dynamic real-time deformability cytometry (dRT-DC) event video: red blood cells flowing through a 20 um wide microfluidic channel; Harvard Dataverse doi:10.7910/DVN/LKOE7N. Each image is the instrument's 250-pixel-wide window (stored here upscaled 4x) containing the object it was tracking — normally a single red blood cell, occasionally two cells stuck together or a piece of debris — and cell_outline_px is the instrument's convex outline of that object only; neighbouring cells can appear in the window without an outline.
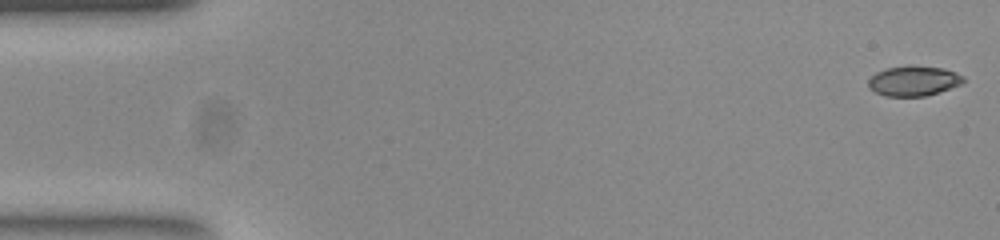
{"species": "common noctule bat (a hibernating species)", "species_latin": "Nyctalus noctula", "temperature_condition": "room temperature", "stored_images_in_passage": 52, "camera_frame_rate_fps": 3000, "um_per_image_px": 0.085, "animal": {"sex": "female", "body_mass_g": 23.0, "forearm_length_mm": 53.4}, "frame": {"image": 1, "passage_image": 1, "time_ms": 0.0, "image_size_px": [1000, 240], "cell_outline_px": [[964, 80], [960, 84], [940, 92], [924, 96], [884, 96], [868, 88], [868, 80], [876, 72], [888, 68], [908, 64], [944, 68], [956, 72], [964, 76]], "centroid_in_image_um": [77.65, 6.86], "position_along_channel_um": 7.3, "area_um2": 16.82}}
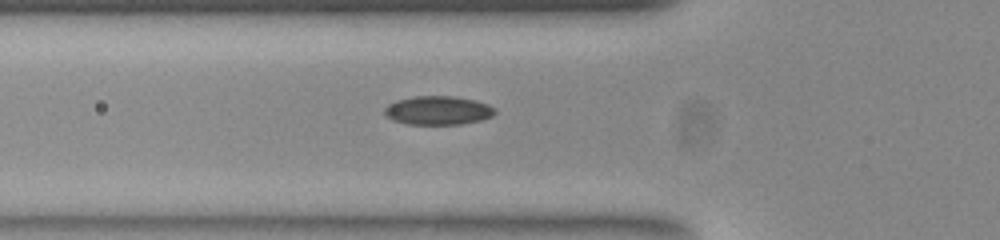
{"frame": {"image": 2, "passage_image": 18, "time_ms": 5.667, "image_size_px": [1000, 240], "cell_outline_px": [[496, 112], [492, 116], [480, 120], [460, 124], [408, 124], [392, 120], [384, 112], [384, 108], [388, 104], [396, 100], [412, 96], [456, 96], [476, 100], [488, 104], [496, 108]], "centroid_in_image_um": [37.24, 9.37], "position_along_channel_um": 88.6, "area_um2": 18.61}}
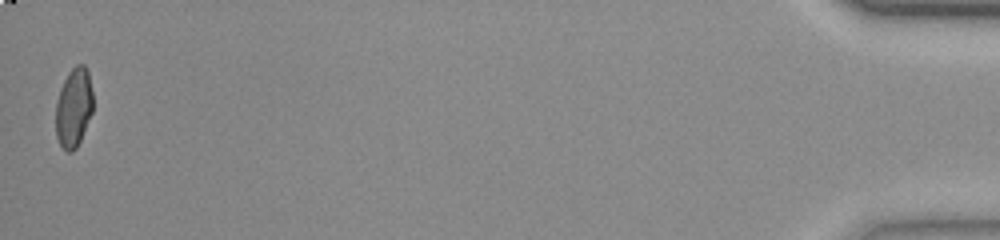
{"frame": {"image": 3, "passage_image": 52, "time_ms": 17.0, "image_size_px": [1000, 240], "cell_outline_px": [[92, 112], [80, 140], [76, 148], [72, 152], [68, 152], [60, 144], [56, 136], [56, 104], [60, 88], [68, 72], [76, 64], [84, 64], [88, 72], [92, 92]], "centroid_in_image_um": [6.26, 9.13], "position_along_channel_um": 428.9, "area_um2": 17.05}, "authors_computed_cell_mechanics": {"area_um2": 17.7446, "velocity_mm_per_s": 3.8819, "shape_relaxation_time_tau1_ms": 9.6863, "shape_relaxation_time_tau2_ms": 1.3758, "deformation_change_tau1": 0.245, "deformation_change_tau2": 0.0546}}